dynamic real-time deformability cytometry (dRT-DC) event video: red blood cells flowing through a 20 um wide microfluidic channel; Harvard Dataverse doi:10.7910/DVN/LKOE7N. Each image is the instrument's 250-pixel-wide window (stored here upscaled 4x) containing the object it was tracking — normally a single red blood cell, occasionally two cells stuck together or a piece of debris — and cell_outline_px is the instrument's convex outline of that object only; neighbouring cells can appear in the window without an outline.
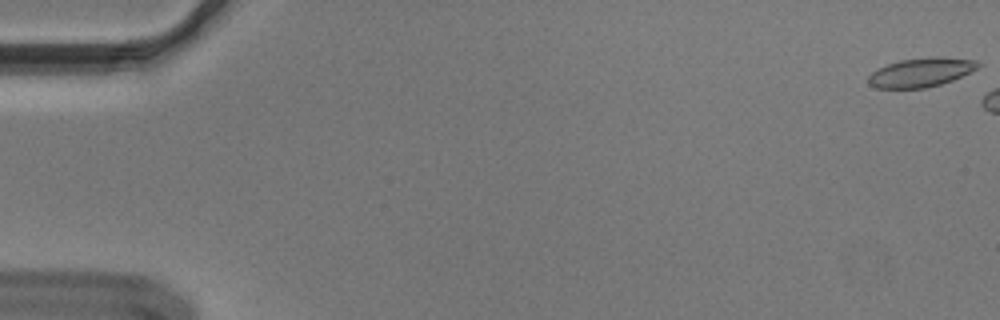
{"species": "Egyptian fruit bat (a non-hibernating species)", "species_latin": "Rousettus aegyptiacus", "temperature_condition": "cold", "stored_images_in_passage": 7, "camera_frame_rate_fps": 3000, "um_per_image_px": 0.085, "animal": {"sex": "male"}, "frame": {"image": 1, "passage_image": 1, "time_ms": 0.0, "image_size_px": [1000, 320], "cell_outline_px": [[980, 64], [976, 68], [952, 80], [940, 84], [924, 88], [876, 88], [868, 84], [868, 76], [872, 72], [888, 64], [900, 60], [932, 56], [944, 56], [976, 60]], "centroid_in_image_um": [78.26, 6.14], "position_along_channel_um": 6.7, "area_um2": 18.44}}